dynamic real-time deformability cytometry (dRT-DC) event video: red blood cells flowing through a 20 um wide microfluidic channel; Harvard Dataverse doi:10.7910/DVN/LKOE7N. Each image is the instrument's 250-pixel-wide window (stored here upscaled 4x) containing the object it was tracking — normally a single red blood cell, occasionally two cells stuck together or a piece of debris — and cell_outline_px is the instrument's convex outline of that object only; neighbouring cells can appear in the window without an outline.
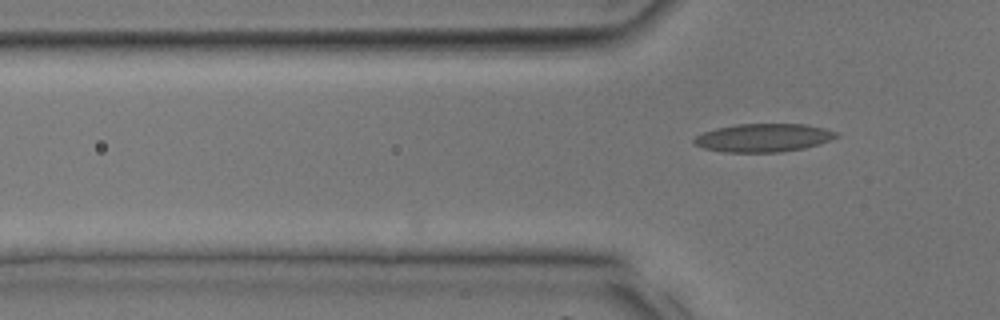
{"species": "common noctule bat (a hibernating species)", "species_latin": "Nyctalus noctula", "temperature_condition": "room temperature", "stored_images_in_passage": 2, "camera_frame_rate_fps": 3000, "um_per_image_px": 0.085, "animal": {"sex": "male", "body_mass_g": 17.9, "forearm_length_mm": 54.2}, "frame": {"image": 1, "passage_image": 2, "time_ms": 0.333, "image_size_px": [1000, 320], "cell_outline_px": [[840, 136], [832, 140], [820, 144], [804, 148], [780, 152], [724, 152], [704, 148], [692, 144], [692, 140], [696, 136], [704, 132], [716, 128], [736, 124], [804, 124], [824, 128], [836, 132]], "centroid_in_image_um": [64.89, 11.71], "position_along_channel_um": 60.9, "area_um2": 23.52}}